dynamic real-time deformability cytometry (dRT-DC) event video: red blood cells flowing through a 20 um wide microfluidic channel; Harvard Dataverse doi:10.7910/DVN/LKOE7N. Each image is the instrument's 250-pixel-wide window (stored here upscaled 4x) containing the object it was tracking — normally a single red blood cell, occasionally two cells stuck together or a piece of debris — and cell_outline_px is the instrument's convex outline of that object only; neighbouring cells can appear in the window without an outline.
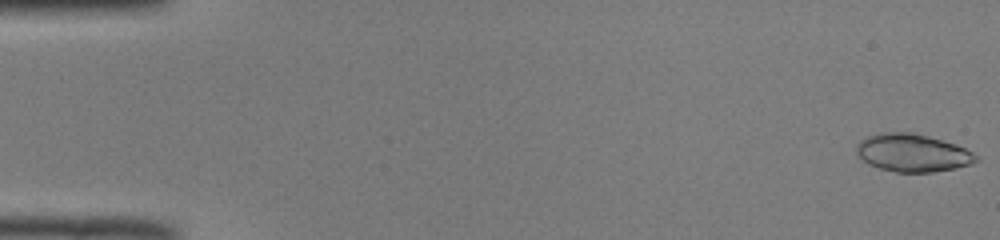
{"species": "common noctule bat (a hibernating species)", "species_latin": "Nyctalus noctula", "temperature_condition": "room temperature", "stored_images_in_passage": 17, "camera_frame_rate_fps": 3000, "um_per_image_px": 0.085, "animal": {"sex": "male", "body_mass_g": 19.0, "forearm_length_mm": 50.8}, "frame": {"image": 1, "passage_image": 1, "time_ms": 0.0, "image_size_px": [1000, 240], "cell_outline_px": [[976, 160], [972, 164], [956, 168], [932, 172], [896, 172], [880, 168], [868, 164], [856, 152], [856, 144], [860, 140], [868, 136], [880, 132], [912, 132], [928, 136], [964, 148], [972, 152], [976, 156]], "centroid_in_image_um": [77.52, 12.99], "position_along_channel_um": 7.5, "area_um2": 26.07}}
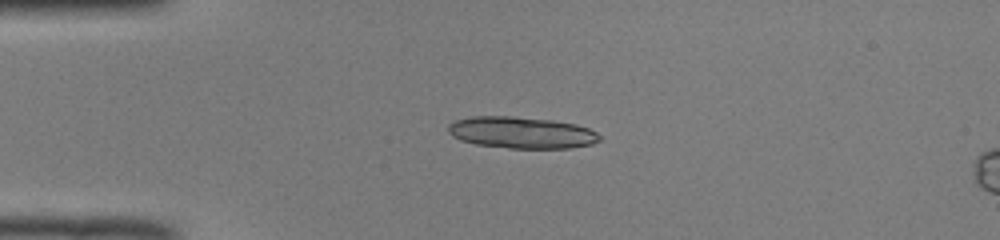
{"frame": {"image": 2, "passage_image": 13, "time_ms": 4.0, "image_size_px": [1000, 240], "cell_outline_px": [[600, 140], [592, 144], [568, 148], [508, 148], [476, 144], [460, 140], [452, 136], [448, 132], [448, 124], [456, 120], [472, 116], [512, 116], [552, 120], [576, 124], [588, 128], [596, 132], [600, 136]], "centroid_in_image_um": [44.31, 11.27], "position_along_channel_um": 40.7, "area_um2": 27.92}}